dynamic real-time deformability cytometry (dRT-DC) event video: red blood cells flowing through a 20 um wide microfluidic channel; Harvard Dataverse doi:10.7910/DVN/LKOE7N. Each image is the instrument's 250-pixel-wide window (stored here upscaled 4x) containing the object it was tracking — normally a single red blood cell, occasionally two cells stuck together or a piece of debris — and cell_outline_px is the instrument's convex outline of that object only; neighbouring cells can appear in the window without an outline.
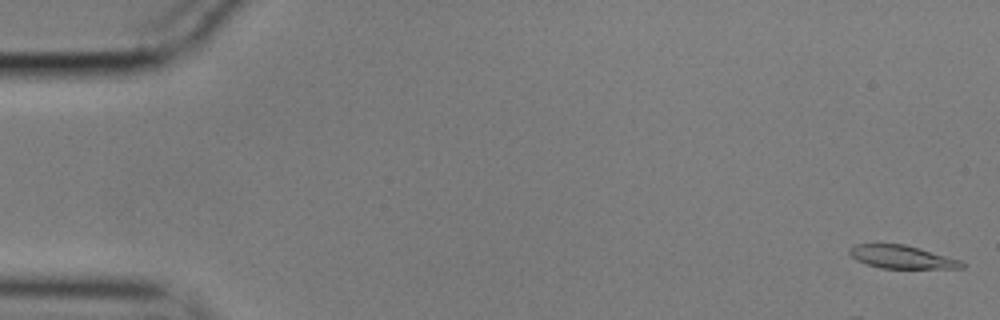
{"species": "common noctule bat (a hibernating species)", "species_latin": "Nyctalus noctula", "temperature_condition": "cold", "stored_images_in_passage": 10, "camera_frame_rate_fps": 3000, "um_per_image_px": 0.085, "animal": {"sex": "male", "body_mass_g": 17.9}, "frame": {"image": 1, "passage_image": 1, "time_ms": 0.0, "image_size_px": [1000, 320], "cell_outline_px": [[964, 268], [880, 268], [856, 260], [848, 252], [848, 248], [856, 244], [904, 244], [960, 260], [964, 264]], "centroid_in_image_um": [76.61, 21.84], "position_along_channel_um": 8.4, "area_um2": 14.85}}